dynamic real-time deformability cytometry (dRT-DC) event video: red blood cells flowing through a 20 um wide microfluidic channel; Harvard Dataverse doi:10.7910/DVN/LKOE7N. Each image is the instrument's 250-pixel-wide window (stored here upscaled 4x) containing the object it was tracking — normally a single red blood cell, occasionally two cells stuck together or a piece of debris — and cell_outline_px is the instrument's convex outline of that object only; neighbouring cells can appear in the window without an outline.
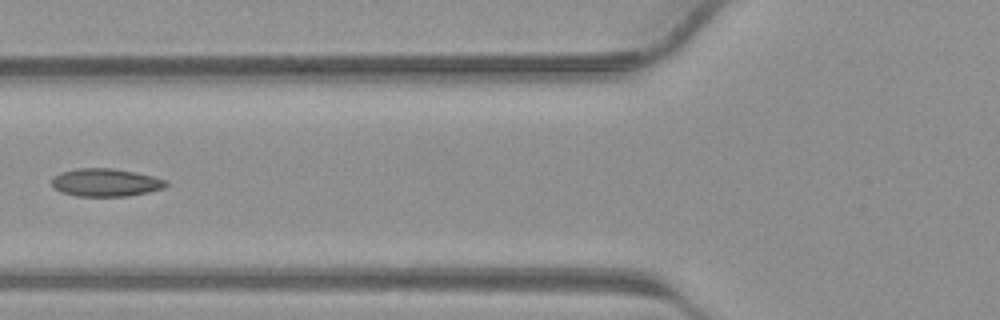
{"species": "common noctule bat (a hibernating species)", "species_latin": "Nyctalus noctula", "temperature_condition": "warm", "stored_images_in_passage": 12, "camera_frame_rate_fps": 3000, "um_per_image_px": 0.085, "animal": {"sex": "male", "body_mass_g": 23.1, "forearm_length_mm": 52.7}, "frame": {"image": 1, "passage_image": 6, "time_ms": 1.667, "image_size_px": [1000, 320], "cell_outline_px": [[168, 184], [164, 188], [148, 192], [128, 196], [76, 196], [60, 192], [52, 188], [52, 176], [60, 172], [76, 168], [112, 168], [136, 172], [168, 180]], "centroid_in_image_um": [8.95, 15.51], "position_along_channel_um": 116.8, "area_um2": 18.84}}